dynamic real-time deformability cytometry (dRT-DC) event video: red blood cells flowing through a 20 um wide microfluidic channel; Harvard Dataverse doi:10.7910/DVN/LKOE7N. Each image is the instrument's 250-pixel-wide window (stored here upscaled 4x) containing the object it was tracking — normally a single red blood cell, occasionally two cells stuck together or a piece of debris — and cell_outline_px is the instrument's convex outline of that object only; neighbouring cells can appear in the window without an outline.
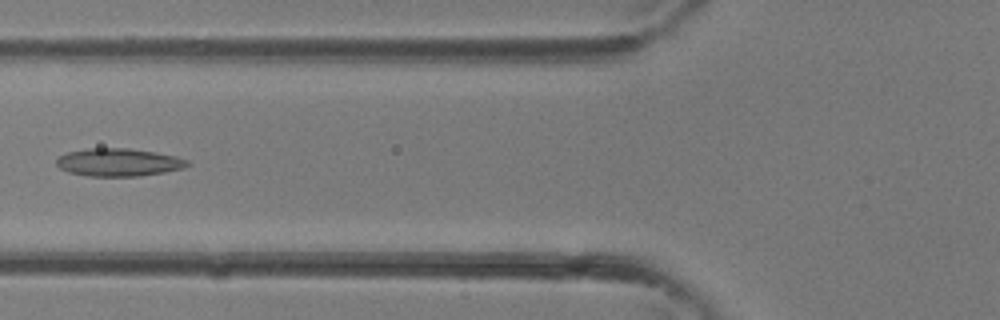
{"species": "common noctule bat (a hibernating species)", "species_latin": "Nyctalus noctula", "temperature_condition": "room temperature", "stored_images_in_passage": 27, "camera_frame_rate_fps": 3000, "um_per_image_px": 0.085, "animal": {"sex": "female"}, "frame": {"image": 1, "passage_image": 7, "time_ms": 2.0, "image_size_px": [1000, 320], "cell_outline_px": [[192, 164], [184, 168], [164, 172], [140, 176], [88, 176], [68, 172], [60, 168], [56, 164], [56, 160], [60, 156], [68, 152], [84, 148], [128, 148], [156, 152], [176, 156], [188, 160]], "centroid_in_image_um": [10.1, 13.79], "position_along_channel_um": 115.7, "area_um2": 21.39}}
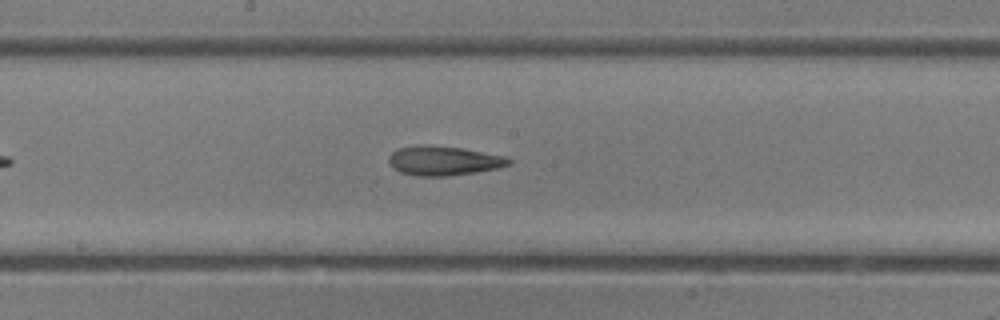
{"frame": {"image": 2, "passage_image": 12, "time_ms": 3.667, "image_size_px": [1000, 320], "cell_outline_px": [[512, 164], [496, 168], [476, 172], [448, 176], [420, 176], [400, 172], [392, 168], [388, 164], [388, 156], [392, 152], [400, 148], [416, 144], [424, 144], [460, 148], [504, 156], [512, 160]], "centroid_in_image_um": [37.66, 13.66], "position_along_channel_um": 210.5, "area_um2": 20.58}}
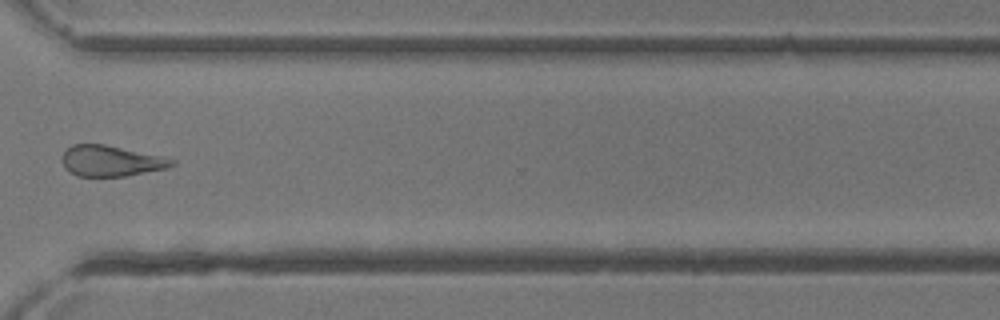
{"frame": {"image": 3, "passage_image": 20, "time_ms": 6.333, "image_size_px": [1000, 320], "cell_outline_px": [[176, 164], [168, 168], [128, 176], [76, 176], [64, 168], [60, 160], [60, 156], [72, 144], [104, 144], [164, 156], [176, 160]], "centroid_in_image_um": [9.44, 13.68], "position_along_channel_um": 361.2, "area_um2": 20.06}}